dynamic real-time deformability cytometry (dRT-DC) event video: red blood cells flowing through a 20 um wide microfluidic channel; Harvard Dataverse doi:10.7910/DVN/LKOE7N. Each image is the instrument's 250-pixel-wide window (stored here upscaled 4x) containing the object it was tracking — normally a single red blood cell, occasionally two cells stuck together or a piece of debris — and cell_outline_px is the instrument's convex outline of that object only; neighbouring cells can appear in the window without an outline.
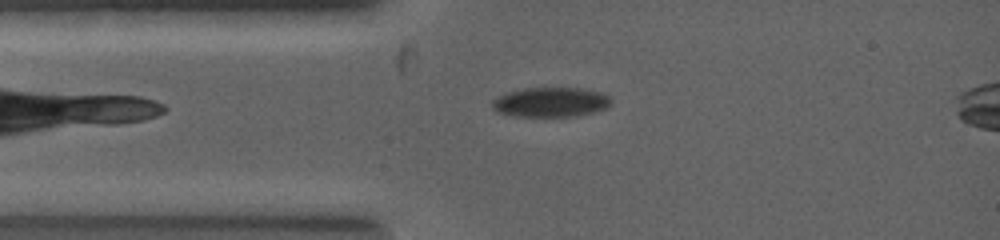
{"species": "common noctule bat (a hibernating species)", "species_latin": "Nyctalus noctula", "temperature_condition": "warm", "stored_images_in_passage": 3, "camera_frame_rate_fps": 5000, "um_per_image_px": 0.085, "animal": {"sex": "female", "body_mass_g": 19.0, "forearm_length_mm": 53.3}, "frame": {"image": 1, "passage_image": 2, "time_ms": 0.4, "image_size_px": [1000, 240], "cell_outline_px": [[612, 100], [604, 108], [592, 112], [576, 116], [512, 116], [496, 112], [492, 108], [492, 100], [508, 92], [528, 88], [576, 88], [596, 92], [608, 96]], "centroid_in_image_um": [46.74, 8.69], "position_along_channel_um": 38.3, "area_um2": 20.11}}